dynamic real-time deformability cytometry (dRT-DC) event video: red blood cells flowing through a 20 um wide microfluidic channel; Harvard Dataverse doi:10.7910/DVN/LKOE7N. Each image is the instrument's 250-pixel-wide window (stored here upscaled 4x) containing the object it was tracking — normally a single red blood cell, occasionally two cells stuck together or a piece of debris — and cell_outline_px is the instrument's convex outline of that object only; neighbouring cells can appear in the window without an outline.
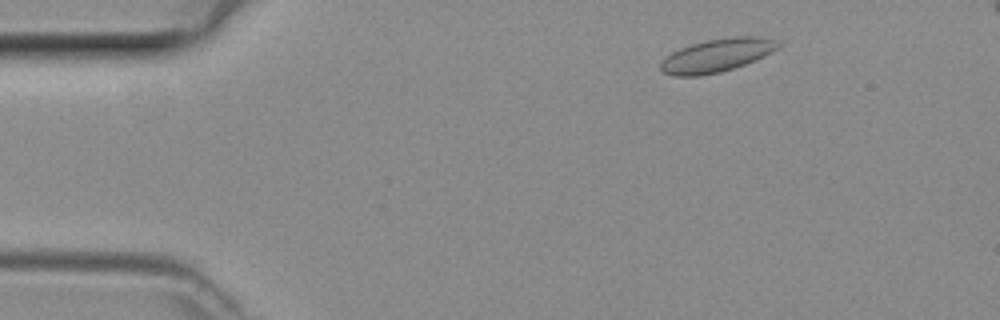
{"species": "common noctule bat (a hibernating species)", "species_latin": "Nyctalus noctula", "temperature_condition": "room temperature", "stored_images_in_passage": 4, "camera_frame_rate_fps": 3000, "um_per_image_px": 0.085, "animal": {"sex": "female", "body_mass_g": 29.2, "forearm_length_mm": 56.3}, "frame": {"image": 1, "passage_image": 2, "time_ms": 0.333, "image_size_px": [1000, 320], "cell_outline_px": [[784, 44], [772, 52], [764, 56], [744, 64], [720, 72], [700, 76], [676, 76], [664, 72], [660, 68], [660, 64], [672, 52], [680, 48], [692, 44], [708, 40], [732, 36], [760, 36], [776, 40]], "centroid_in_image_um": [60.99, 4.69], "position_along_channel_um": 24.0, "area_um2": 22.6}}
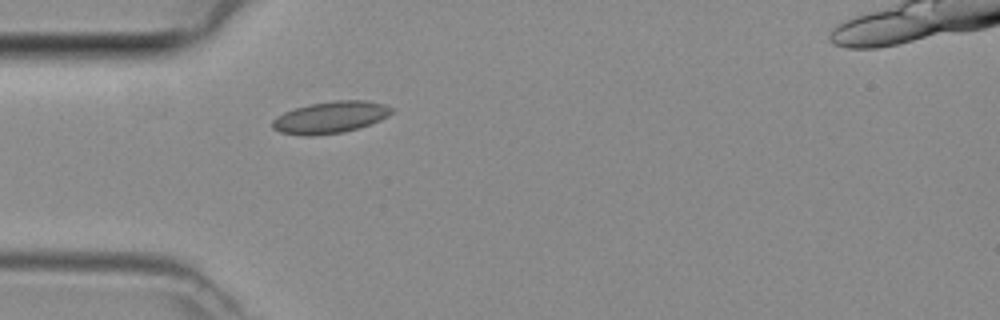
{"frame": {"image": 2, "passage_image": 4, "time_ms": 1.0, "image_size_px": [1000, 320], "cell_outline_px": [[396, 108], [388, 116], [380, 120], [344, 132], [312, 136], [304, 136], [280, 132], [272, 128], [272, 120], [276, 116], [284, 112], [308, 104], [336, 100], [368, 100], [384, 104]], "centroid_in_image_um": [28.08, 9.96], "position_along_channel_um": 56.9, "area_um2": 22.2}}